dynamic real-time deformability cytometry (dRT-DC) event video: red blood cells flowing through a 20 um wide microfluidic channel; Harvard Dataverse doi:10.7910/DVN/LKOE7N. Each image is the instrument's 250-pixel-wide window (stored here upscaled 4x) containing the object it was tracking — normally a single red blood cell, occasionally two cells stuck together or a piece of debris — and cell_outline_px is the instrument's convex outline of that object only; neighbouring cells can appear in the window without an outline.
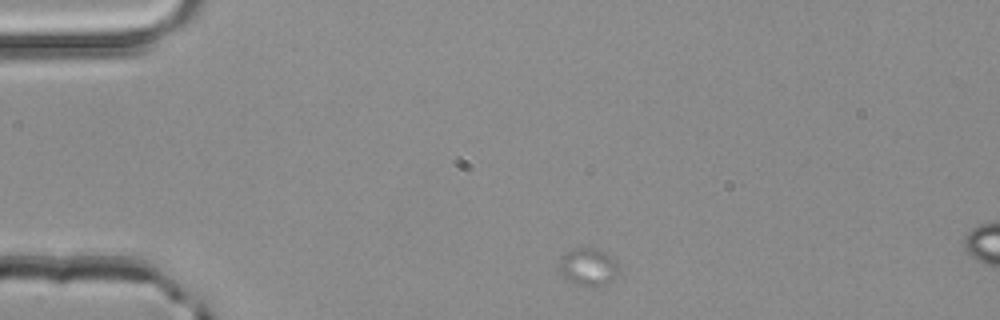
{"species": "common noctule bat (a hibernating species)", "species_latin": "Nyctalus noctula", "temperature_condition": "room temperature", "stored_images_in_passage": 3, "camera_frame_rate_fps": 3000, "um_per_image_px": 0.085, "animal": {"sex": "male", "body_mass_g": 20.4}, "frame": {"image": 1, "passage_image": 1, "time_ms": 0.0, "image_size_px": [1000, 320], "cell_outline_px": [[620, 272], [612, 280], [604, 284], [572, 284], [564, 280], [556, 272], [556, 260], [560, 256], [572, 248], [596, 248], [604, 252], [616, 260], [620, 268]], "centroid_in_image_um": [49.89, 22.66], "position_along_channel_um": 35.1, "area_um2": 13.58}}